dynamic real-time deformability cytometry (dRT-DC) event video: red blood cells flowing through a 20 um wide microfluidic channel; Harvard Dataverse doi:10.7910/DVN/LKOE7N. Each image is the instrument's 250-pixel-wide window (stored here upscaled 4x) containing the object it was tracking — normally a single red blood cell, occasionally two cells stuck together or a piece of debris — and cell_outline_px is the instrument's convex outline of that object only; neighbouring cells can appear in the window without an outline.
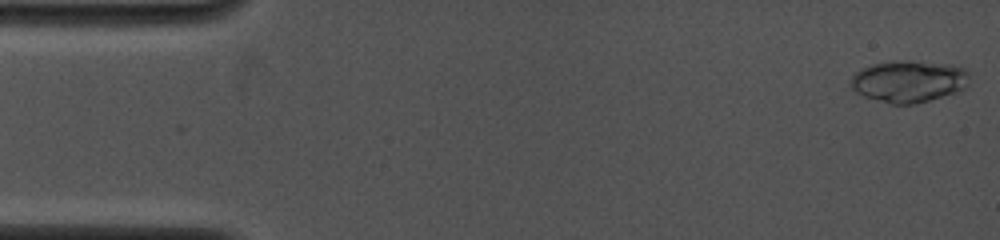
{"species": "common noctule bat (a hibernating species)", "species_latin": "Nyctalus noctula", "temperature_condition": "cold", "stored_images_in_passage": 17, "camera_frame_rate_fps": 4000, "um_per_image_px": 0.085, "animal": {"sex": "female", "body_mass_g": 19.0, "forearm_length_mm": 53.3}, "frame": {"image": 1, "passage_image": 1, "time_ms": 0.0, "image_size_px": [1000, 240], "cell_outline_px": [[968, 84], [964, 88], [956, 92], [916, 104], [892, 104], [864, 96], [856, 92], [852, 88], [852, 76], [860, 68], [872, 64], [892, 60], [908, 60], [952, 64], [964, 68], [968, 72]], "centroid_in_image_um": [77.25, 6.89], "position_along_channel_um": 7.7, "area_um2": 29.07}}
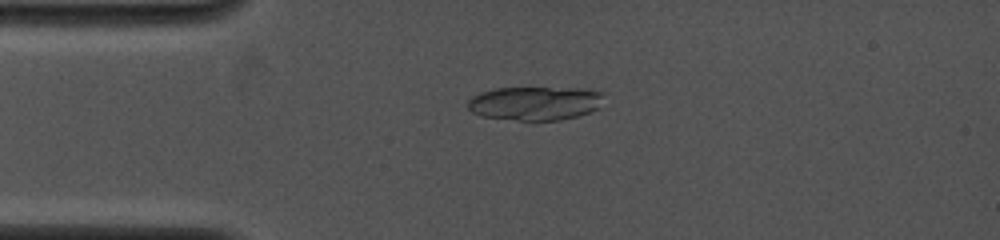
{"frame": {"image": 2, "passage_image": 14, "time_ms": 3.25, "image_size_px": [1000, 240], "cell_outline_px": [[604, 92], [596, 108], [588, 112], [576, 116], [560, 120], [520, 120], [480, 116], [472, 112], [468, 108], [468, 100], [472, 96], [480, 92], [496, 88], [580, 88]], "centroid_in_image_um": [45.42, 8.77], "position_along_channel_um": 39.6, "area_um2": 26.53}}